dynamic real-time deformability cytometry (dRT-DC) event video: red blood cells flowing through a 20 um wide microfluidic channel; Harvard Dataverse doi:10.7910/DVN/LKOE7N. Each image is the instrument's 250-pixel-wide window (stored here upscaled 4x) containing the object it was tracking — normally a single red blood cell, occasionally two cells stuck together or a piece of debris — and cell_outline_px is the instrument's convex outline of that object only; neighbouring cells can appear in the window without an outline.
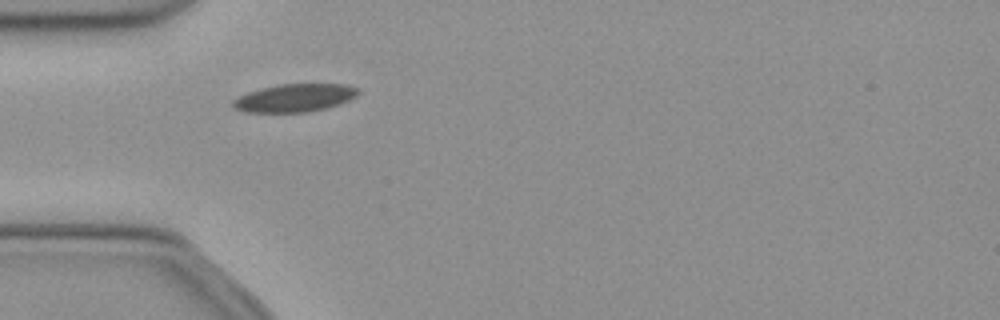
{"species": "common noctule bat (a hibernating species)", "species_latin": "Nyctalus noctula", "temperature_condition": "cold", "stored_images_in_passage": 31, "camera_frame_rate_fps": 3000, "um_per_image_px": 0.085, "animal": {"sex": "female", "body_mass_g": 21.9}, "frame": {"image": 1, "passage_image": 1, "time_ms": 0.0, "image_size_px": [1000, 320], "cell_outline_px": [[360, 92], [356, 96], [340, 104], [328, 108], [308, 112], [244, 112], [232, 108], [232, 100], [248, 92], [260, 88], [280, 84], [340, 84], [356, 88]], "centroid_in_image_um": [25.01, 8.33], "position_along_channel_um": 60.0, "area_um2": 20.4}}
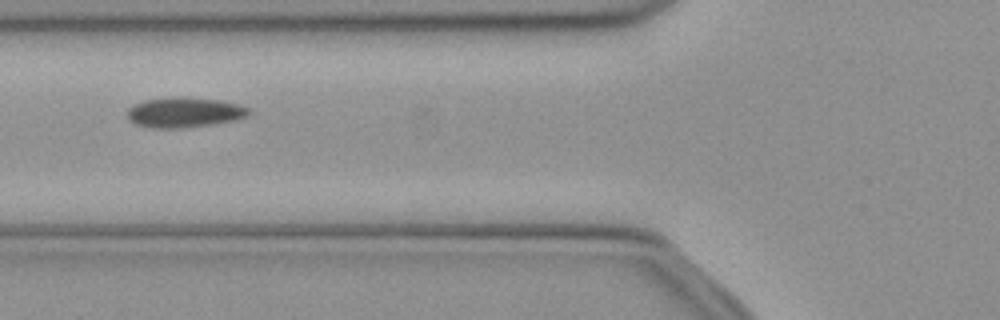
{"frame": {"image": 2, "passage_image": 5, "time_ms": 1.333, "image_size_px": [1000, 320], "cell_outline_px": [[252, 112], [248, 116], [232, 120], [212, 124], [180, 128], [152, 128], [136, 124], [128, 120], [128, 108], [132, 104], [144, 100], [172, 96], [216, 100], [236, 104], [248, 108]], "centroid_in_image_um": [15.61, 9.55], "position_along_channel_um": 110.2, "area_um2": 21.21}, "authors_computed_cell_mechanics": {"area_um2": 20.2878, "velocity_mm_per_s": 3.9273, "shape_relaxation_time_tau1_ms": 8.0244, "shape_relaxation_time_tau2_ms": 3.9451, "deformation_change_tau1": 0.1327, "deformation_change_tau2": 0.0702}}